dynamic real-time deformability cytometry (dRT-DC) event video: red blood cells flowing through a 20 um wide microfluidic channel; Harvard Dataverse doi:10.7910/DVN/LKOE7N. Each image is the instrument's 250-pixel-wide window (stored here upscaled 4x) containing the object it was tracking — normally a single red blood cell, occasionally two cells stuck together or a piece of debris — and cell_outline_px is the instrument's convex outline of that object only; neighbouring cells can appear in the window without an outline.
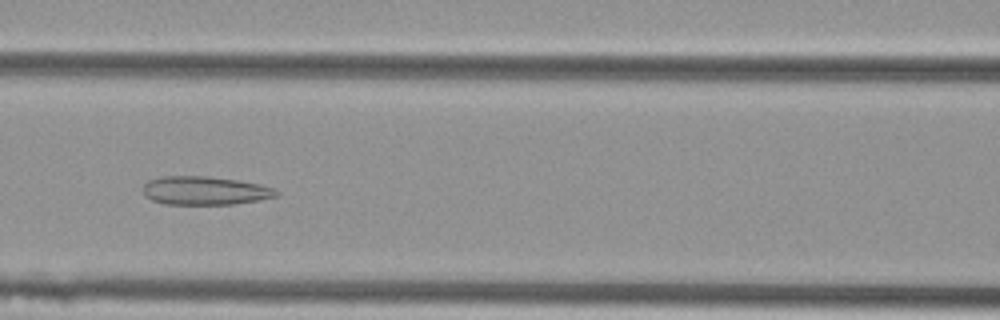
{"species": "Egyptian fruit bat (a non-hibernating species)", "species_latin": "Rousettus aegyptiacus", "temperature_condition": "cold", "stored_images_in_passage": 40, "camera_frame_rate_fps": 3000, "um_per_image_px": 0.085, "animal": {"sex": "female"}, "frame": {"image": 1, "passage_image": 10, "time_ms": 3.0, "image_size_px": [1000, 320], "cell_outline_px": [[280, 192], [276, 196], [260, 200], [232, 204], [164, 204], [152, 200], [144, 196], [144, 184], [148, 180], [164, 176], [208, 176], [236, 180], [260, 184], [272, 188]], "centroid_in_image_um": [17.4, 16.2], "position_along_channel_um": 149.2, "area_um2": 22.08}}
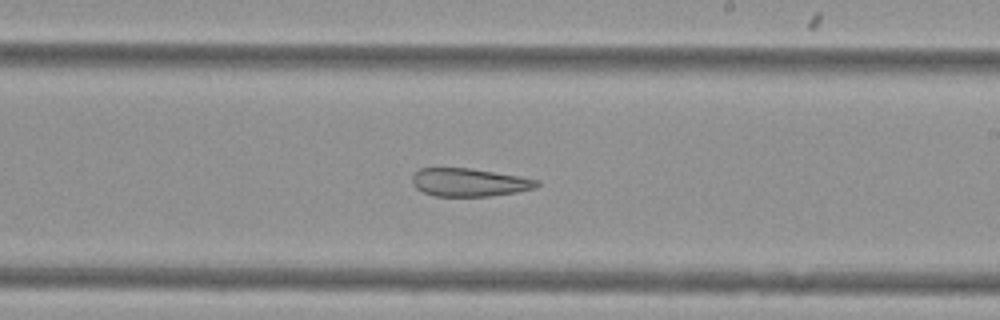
{"frame": {"image": 2, "passage_image": 18, "time_ms": 5.667, "image_size_px": [1000, 320], "cell_outline_px": [[540, 184], [536, 188], [516, 192], [488, 196], [436, 196], [424, 192], [416, 188], [412, 184], [412, 176], [420, 168], [468, 168], [520, 176], [540, 180]], "centroid_in_image_um": [39.9, 15.5], "position_along_channel_um": 249.1, "area_um2": 20.35}}
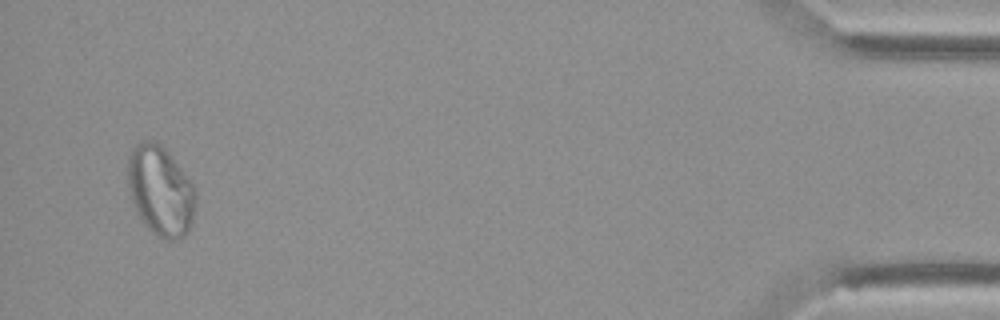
{"frame": {"image": 3, "passage_image": 38, "time_ms": 12.333, "image_size_px": [1000, 320], "cell_outline_px": [[196, 208], [188, 232], [184, 236], [176, 240], [164, 240], [152, 232], [144, 224], [136, 212], [128, 188], [128, 156], [132, 148], [140, 140], [152, 140], [160, 144], [168, 152], [196, 188]], "centroid_in_image_um": [13.64, 16.23], "position_along_channel_um": 421.6, "area_um2": 35.84}}